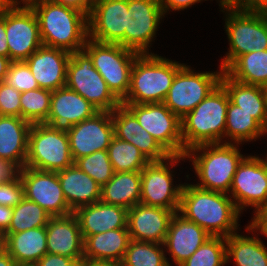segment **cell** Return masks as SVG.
Masks as SVG:
<instances>
[{
    "label": "cell",
    "mask_w": 267,
    "mask_h": 266,
    "mask_svg": "<svg viewBox=\"0 0 267 266\" xmlns=\"http://www.w3.org/2000/svg\"><path fill=\"white\" fill-rule=\"evenodd\" d=\"M228 195L184 183L178 213L211 236L227 238L236 233L241 214Z\"/></svg>",
    "instance_id": "cell-1"
},
{
    "label": "cell",
    "mask_w": 267,
    "mask_h": 266,
    "mask_svg": "<svg viewBox=\"0 0 267 266\" xmlns=\"http://www.w3.org/2000/svg\"><path fill=\"white\" fill-rule=\"evenodd\" d=\"M36 14L43 46L70 53L83 50L88 38V17L52 0L31 7Z\"/></svg>",
    "instance_id": "cell-2"
},
{
    "label": "cell",
    "mask_w": 267,
    "mask_h": 266,
    "mask_svg": "<svg viewBox=\"0 0 267 266\" xmlns=\"http://www.w3.org/2000/svg\"><path fill=\"white\" fill-rule=\"evenodd\" d=\"M184 65L152 52L139 54L131 70L128 94L121 104L163 103L176 73Z\"/></svg>",
    "instance_id": "cell-3"
},
{
    "label": "cell",
    "mask_w": 267,
    "mask_h": 266,
    "mask_svg": "<svg viewBox=\"0 0 267 266\" xmlns=\"http://www.w3.org/2000/svg\"><path fill=\"white\" fill-rule=\"evenodd\" d=\"M229 100L227 91L220 83L181 119L183 156L193 147L223 142Z\"/></svg>",
    "instance_id": "cell-4"
},
{
    "label": "cell",
    "mask_w": 267,
    "mask_h": 266,
    "mask_svg": "<svg viewBox=\"0 0 267 266\" xmlns=\"http://www.w3.org/2000/svg\"><path fill=\"white\" fill-rule=\"evenodd\" d=\"M238 145L240 144L212 143L186 151L185 158H190L193 162L196 176L200 180V183L194 185L204 190L229 193L237 166L245 157L240 153Z\"/></svg>",
    "instance_id": "cell-5"
},
{
    "label": "cell",
    "mask_w": 267,
    "mask_h": 266,
    "mask_svg": "<svg viewBox=\"0 0 267 266\" xmlns=\"http://www.w3.org/2000/svg\"><path fill=\"white\" fill-rule=\"evenodd\" d=\"M225 13V29L229 51L222 59L224 71L241 55L267 50V12L242 10L224 0L219 3Z\"/></svg>",
    "instance_id": "cell-6"
},
{
    "label": "cell",
    "mask_w": 267,
    "mask_h": 266,
    "mask_svg": "<svg viewBox=\"0 0 267 266\" xmlns=\"http://www.w3.org/2000/svg\"><path fill=\"white\" fill-rule=\"evenodd\" d=\"M74 164L65 128L45 123L32 124L28 134L25 167L57 172Z\"/></svg>",
    "instance_id": "cell-7"
},
{
    "label": "cell",
    "mask_w": 267,
    "mask_h": 266,
    "mask_svg": "<svg viewBox=\"0 0 267 266\" xmlns=\"http://www.w3.org/2000/svg\"><path fill=\"white\" fill-rule=\"evenodd\" d=\"M83 50L111 92L122 101L128 94L131 70L139 53L116 43H102L90 38H87Z\"/></svg>",
    "instance_id": "cell-8"
},
{
    "label": "cell",
    "mask_w": 267,
    "mask_h": 266,
    "mask_svg": "<svg viewBox=\"0 0 267 266\" xmlns=\"http://www.w3.org/2000/svg\"><path fill=\"white\" fill-rule=\"evenodd\" d=\"M65 86L80 94L98 111L112 112L121 105L84 50L71 53Z\"/></svg>",
    "instance_id": "cell-9"
},
{
    "label": "cell",
    "mask_w": 267,
    "mask_h": 266,
    "mask_svg": "<svg viewBox=\"0 0 267 266\" xmlns=\"http://www.w3.org/2000/svg\"><path fill=\"white\" fill-rule=\"evenodd\" d=\"M224 70L196 73L184 65L175 75L164 104L180 119L203 101L219 84Z\"/></svg>",
    "instance_id": "cell-10"
},
{
    "label": "cell",
    "mask_w": 267,
    "mask_h": 266,
    "mask_svg": "<svg viewBox=\"0 0 267 266\" xmlns=\"http://www.w3.org/2000/svg\"><path fill=\"white\" fill-rule=\"evenodd\" d=\"M122 105L171 156H183L181 119L164 103Z\"/></svg>",
    "instance_id": "cell-11"
},
{
    "label": "cell",
    "mask_w": 267,
    "mask_h": 266,
    "mask_svg": "<svg viewBox=\"0 0 267 266\" xmlns=\"http://www.w3.org/2000/svg\"><path fill=\"white\" fill-rule=\"evenodd\" d=\"M229 196L240 213L246 207L255 208L257 217L267 206V163L258 156H245L233 176Z\"/></svg>",
    "instance_id": "cell-12"
},
{
    "label": "cell",
    "mask_w": 267,
    "mask_h": 266,
    "mask_svg": "<svg viewBox=\"0 0 267 266\" xmlns=\"http://www.w3.org/2000/svg\"><path fill=\"white\" fill-rule=\"evenodd\" d=\"M185 156H170L161 162H150L141 171L140 203L169 210H179L184 184L174 186L173 169ZM170 166V167H169Z\"/></svg>",
    "instance_id": "cell-13"
},
{
    "label": "cell",
    "mask_w": 267,
    "mask_h": 266,
    "mask_svg": "<svg viewBox=\"0 0 267 266\" xmlns=\"http://www.w3.org/2000/svg\"><path fill=\"white\" fill-rule=\"evenodd\" d=\"M6 39L12 62L27 60L43 45L32 8L10 6L5 11Z\"/></svg>",
    "instance_id": "cell-14"
},
{
    "label": "cell",
    "mask_w": 267,
    "mask_h": 266,
    "mask_svg": "<svg viewBox=\"0 0 267 266\" xmlns=\"http://www.w3.org/2000/svg\"><path fill=\"white\" fill-rule=\"evenodd\" d=\"M164 15L159 0H128L124 47L139 54H149V44L155 40Z\"/></svg>",
    "instance_id": "cell-15"
},
{
    "label": "cell",
    "mask_w": 267,
    "mask_h": 266,
    "mask_svg": "<svg viewBox=\"0 0 267 266\" xmlns=\"http://www.w3.org/2000/svg\"><path fill=\"white\" fill-rule=\"evenodd\" d=\"M19 176L22 179L25 198L37 203L51 217L73 213L64 197L57 172L23 167Z\"/></svg>",
    "instance_id": "cell-16"
},
{
    "label": "cell",
    "mask_w": 267,
    "mask_h": 266,
    "mask_svg": "<svg viewBox=\"0 0 267 266\" xmlns=\"http://www.w3.org/2000/svg\"><path fill=\"white\" fill-rule=\"evenodd\" d=\"M73 161L99 150H107L114 136L112 112L98 111L91 118L66 128Z\"/></svg>",
    "instance_id": "cell-17"
},
{
    "label": "cell",
    "mask_w": 267,
    "mask_h": 266,
    "mask_svg": "<svg viewBox=\"0 0 267 266\" xmlns=\"http://www.w3.org/2000/svg\"><path fill=\"white\" fill-rule=\"evenodd\" d=\"M128 0H95L88 17V38L124 47Z\"/></svg>",
    "instance_id": "cell-18"
},
{
    "label": "cell",
    "mask_w": 267,
    "mask_h": 266,
    "mask_svg": "<svg viewBox=\"0 0 267 266\" xmlns=\"http://www.w3.org/2000/svg\"><path fill=\"white\" fill-rule=\"evenodd\" d=\"M178 210L147 206L141 203L128 209L127 229L131 239L163 244L172 216Z\"/></svg>",
    "instance_id": "cell-19"
},
{
    "label": "cell",
    "mask_w": 267,
    "mask_h": 266,
    "mask_svg": "<svg viewBox=\"0 0 267 266\" xmlns=\"http://www.w3.org/2000/svg\"><path fill=\"white\" fill-rule=\"evenodd\" d=\"M112 122L114 136L132 143L150 162H161L171 156L124 105L112 111Z\"/></svg>",
    "instance_id": "cell-20"
},
{
    "label": "cell",
    "mask_w": 267,
    "mask_h": 266,
    "mask_svg": "<svg viewBox=\"0 0 267 266\" xmlns=\"http://www.w3.org/2000/svg\"><path fill=\"white\" fill-rule=\"evenodd\" d=\"M70 58L71 53L66 50L42 45L24 62L39 88L53 91L65 86Z\"/></svg>",
    "instance_id": "cell-21"
},
{
    "label": "cell",
    "mask_w": 267,
    "mask_h": 266,
    "mask_svg": "<svg viewBox=\"0 0 267 266\" xmlns=\"http://www.w3.org/2000/svg\"><path fill=\"white\" fill-rule=\"evenodd\" d=\"M210 237L202 227L176 212L170 221L163 246L171 254L175 265L180 266Z\"/></svg>",
    "instance_id": "cell-22"
},
{
    "label": "cell",
    "mask_w": 267,
    "mask_h": 266,
    "mask_svg": "<svg viewBox=\"0 0 267 266\" xmlns=\"http://www.w3.org/2000/svg\"><path fill=\"white\" fill-rule=\"evenodd\" d=\"M46 233L47 253L67 256L78 262L84 258V240L74 213L50 217Z\"/></svg>",
    "instance_id": "cell-23"
},
{
    "label": "cell",
    "mask_w": 267,
    "mask_h": 266,
    "mask_svg": "<svg viewBox=\"0 0 267 266\" xmlns=\"http://www.w3.org/2000/svg\"><path fill=\"white\" fill-rule=\"evenodd\" d=\"M97 112L80 94L64 86L52 91L50 113L45 124L66 129L91 118Z\"/></svg>",
    "instance_id": "cell-24"
},
{
    "label": "cell",
    "mask_w": 267,
    "mask_h": 266,
    "mask_svg": "<svg viewBox=\"0 0 267 266\" xmlns=\"http://www.w3.org/2000/svg\"><path fill=\"white\" fill-rule=\"evenodd\" d=\"M79 222L83 240L108 230L127 228L128 209L101 201L77 208L73 212Z\"/></svg>",
    "instance_id": "cell-25"
},
{
    "label": "cell",
    "mask_w": 267,
    "mask_h": 266,
    "mask_svg": "<svg viewBox=\"0 0 267 266\" xmlns=\"http://www.w3.org/2000/svg\"><path fill=\"white\" fill-rule=\"evenodd\" d=\"M0 246L19 266H33L47 254L46 226L18 233L2 234Z\"/></svg>",
    "instance_id": "cell-26"
},
{
    "label": "cell",
    "mask_w": 267,
    "mask_h": 266,
    "mask_svg": "<svg viewBox=\"0 0 267 266\" xmlns=\"http://www.w3.org/2000/svg\"><path fill=\"white\" fill-rule=\"evenodd\" d=\"M31 123L17 116L0 115V158L25 167Z\"/></svg>",
    "instance_id": "cell-27"
},
{
    "label": "cell",
    "mask_w": 267,
    "mask_h": 266,
    "mask_svg": "<svg viewBox=\"0 0 267 266\" xmlns=\"http://www.w3.org/2000/svg\"><path fill=\"white\" fill-rule=\"evenodd\" d=\"M64 197L74 212L101 199V186L75 164L57 171Z\"/></svg>",
    "instance_id": "cell-28"
},
{
    "label": "cell",
    "mask_w": 267,
    "mask_h": 266,
    "mask_svg": "<svg viewBox=\"0 0 267 266\" xmlns=\"http://www.w3.org/2000/svg\"><path fill=\"white\" fill-rule=\"evenodd\" d=\"M220 83L227 91L230 101L250 113L267 130V89L238 82L225 72Z\"/></svg>",
    "instance_id": "cell-29"
},
{
    "label": "cell",
    "mask_w": 267,
    "mask_h": 266,
    "mask_svg": "<svg viewBox=\"0 0 267 266\" xmlns=\"http://www.w3.org/2000/svg\"><path fill=\"white\" fill-rule=\"evenodd\" d=\"M131 241L127 228L108 230L84 239V258L120 264Z\"/></svg>",
    "instance_id": "cell-30"
},
{
    "label": "cell",
    "mask_w": 267,
    "mask_h": 266,
    "mask_svg": "<svg viewBox=\"0 0 267 266\" xmlns=\"http://www.w3.org/2000/svg\"><path fill=\"white\" fill-rule=\"evenodd\" d=\"M141 172H114L113 177L101 187L100 201L126 209L140 203Z\"/></svg>",
    "instance_id": "cell-31"
},
{
    "label": "cell",
    "mask_w": 267,
    "mask_h": 266,
    "mask_svg": "<svg viewBox=\"0 0 267 266\" xmlns=\"http://www.w3.org/2000/svg\"><path fill=\"white\" fill-rule=\"evenodd\" d=\"M236 266H267V247L260 238L234 233L226 238V263Z\"/></svg>",
    "instance_id": "cell-32"
},
{
    "label": "cell",
    "mask_w": 267,
    "mask_h": 266,
    "mask_svg": "<svg viewBox=\"0 0 267 266\" xmlns=\"http://www.w3.org/2000/svg\"><path fill=\"white\" fill-rule=\"evenodd\" d=\"M267 130L250 114L233 104L229 100L226 114V125L224 138L225 143L242 144V142L256 141L262 135H266Z\"/></svg>",
    "instance_id": "cell-33"
},
{
    "label": "cell",
    "mask_w": 267,
    "mask_h": 266,
    "mask_svg": "<svg viewBox=\"0 0 267 266\" xmlns=\"http://www.w3.org/2000/svg\"><path fill=\"white\" fill-rule=\"evenodd\" d=\"M230 78L248 85L267 87V50L239 56L225 71Z\"/></svg>",
    "instance_id": "cell-34"
},
{
    "label": "cell",
    "mask_w": 267,
    "mask_h": 266,
    "mask_svg": "<svg viewBox=\"0 0 267 266\" xmlns=\"http://www.w3.org/2000/svg\"><path fill=\"white\" fill-rule=\"evenodd\" d=\"M114 172H141L150 161L132 143L115 136L107 148Z\"/></svg>",
    "instance_id": "cell-35"
},
{
    "label": "cell",
    "mask_w": 267,
    "mask_h": 266,
    "mask_svg": "<svg viewBox=\"0 0 267 266\" xmlns=\"http://www.w3.org/2000/svg\"><path fill=\"white\" fill-rule=\"evenodd\" d=\"M163 247V244L131 239L119 266H172Z\"/></svg>",
    "instance_id": "cell-36"
},
{
    "label": "cell",
    "mask_w": 267,
    "mask_h": 266,
    "mask_svg": "<svg viewBox=\"0 0 267 266\" xmlns=\"http://www.w3.org/2000/svg\"><path fill=\"white\" fill-rule=\"evenodd\" d=\"M50 217L37 203L24 198L13 208L10 226L3 234L45 227Z\"/></svg>",
    "instance_id": "cell-37"
},
{
    "label": "cell",
    "mask_w": 267,
    "mask_h": 266,
    "mask_svg": "<svg viewBox=\"0 0 267 266\" xmlns=\"http://www.w3.org/2000/svg\"><path fill=\"white\" fill-rule=\"evenodd\" d=\"M52 91L37 88L21 93V118L30 122L45 123L50 113Z\"/></svg>",
    "instance_id": "cell-38"
},
{
    "label": "cell",
    "mask_w": 267,
    "mask_h": 266,
    "mask_svg": "<svg viewBox=\"0 0 267 266\" xmlns=\"http://www.w3.org/2000/svg\"><path fill=\"white\" fill-rule=\"evenodd\" d=\"M226 264V238L211 236L180 266H224Z\"/></svg>",
    "instance_id": "cell-39"
},
{
    "label": "cell",
    "mask_w": 267,
    "mask_h": 266,
    "mask_svg": "<svg viewBox=\"0 0 267 266\" xmlns=\"http://www.w3.org/2000/svg\"><path fill=\"white\" fill-rule=\"evenodd\" d=\"M74 164L93 178L101 187L114 175L107 150H99L90 155L82 156L76 159Z\"/></svg>",
    "instance_id": "cell-40"
},
{
    "label": "cell",
    "mask_w": 267,
    "mask_h": 266,
    "mask_svg": "<svg viewBox=\"0 0 267 266\" xmlns=\"http://www.w3.org/2000/svg\"><path fill=\"white\" fill-rule=\"evenodd\" d=\"M5 82L21 93L39 88L36 79L24 61L10 63Z\"/></svg>",
    "instance_id": "cell-41"
},
{
    "label": "cell",
    "mask_w": 267,
    "mask_h": 266,
    "mask_svg": "<svg viewBox=\"0 0 267 266\" xmlns=\"http://www.w3.org/2000/svg\"><path fill=\"white\" fill-rule=\"evenodd\" d=\"M21 92L0 82V115L21 117Z\"/></svg>",
    "instance_id": "cell-42"
},
{
    "label": "cell",
    "mask_w": 267,
    "mask_h": 266,
    "mask_svg": "<svg viewBox=\"0 0 267 266\" xmlns=\"http://www.w3.org/2000/svg\"><path fill=\"white\" fill-rule=\"evenodd\" d=\"M24 198V188L20 176L12 181L0 183V205L14 208Z\"/></svg>",
    "instance_id": "cell-43"
},
{
    "label": "cell",
    "mask_w": 267,
    "mask_h": 266,
    "mask_svg": "<svg viewBox=\"0 0 267 266\" xmlns=\"http://www.w3.org/2000/svg\"><path fill=\"white\" fill-rule=\"evenodd\" d=\"M78 261L58 254H45L33 266H75Z\"/></svg>",
    "instance_id": "cell-44"
},
{
    "label": "cell",
    "mask_w": 267,
    "mask_h": 266,
    "mask_svg": "<svg viewBox=\"0 0 267 266\" xmlns=\"http://www.w3.org/2000/svg\"><path fill=\"white\" fill-rule=\"evenodd\" d=\"M229 5L250 11L267 12V0H224Z\"/></svg>",
    "instance_id": "cell-45"
},
{
    "label": "cell",
    "mask_w": 267,
    "mask_h": 266,
    "mask_svg": "<svg viewBox=\"0 0 267 266\" xmlns=\"http://www.w3.org/2000/svg\"><path fill=\"white\" fill-rule=\"evenodd\" d=\"M19 172L20 168L15 163L0 158V183L16 179Z\"/></svg>",
    "instance_id": "cell-46"
},
{
    "label": "cell",
    "mask_w": 267,
    "mask_h": 266,
    "mask_svg": "<svg viewBox=\"0 0 267 266\" xmlns=\"http://www.w3.org/2000/svg\"><path fill=\"white\" fill-rule=\"evenodd\" d=\"M200 1L203 0H159L164 14H166V12H168L171 9L174 11L184 10L188 7H191L195 3H199ZM219 1L222 2L223 0Z\"/></svg>",
    "instance_id": "cell-47"
},
{
    "label": "cell",
    "mask_w": 267,
    "mask_h": 266,
    "mask_svg": "<svg viewBox=\"0 0 267 266\" xmlns=\"http://www.w3.org/2000/svg\"><path fill=\"white\" fill-rule=\"evenodd\" d=\"M55 3L71 7L76 9L82 13H84L87 17H89L92 9L93 2L91 0H52Z\"/></svg>",
    "instance_id": "cell-48"
},
{
    "label": "cell",
    "mask_w": 267,
    "mask_h": 266,
    "mask_svg": "<svg viewBox=\"0 0 267 266\" xmlns=\"http://www.w3.org/2000/svg\"><path fill=\"white\" fill-rule=\"evenodd\" d=\"M13 208L0 205V236L9 228Z\"/></svg>",
    "instance_id": "cell-49"
},
{
    "label": "cell",
    "mask_w": 267,
    "mask_h": 266,
    "mask_svg": "<svg viewBox=\"0 0 267 266\" xmlns=\"http://www.w3.org/2000/svg\"><path fill=\"white\" fill-rule=\"evenodd\" d=\"M0 56L9 57V48L6 39L5 13L0 17Z\"/></svg>",
    "instance_id": "cell-50"
},
{
    "label": "cell",
    "mask_w": 267,
    "mask_h": 266,
    "mask_svg": "<svg viewBox=\"0 0 267 266\" xmlns=\"http://www.w3.org/2000/svg\"><path fill=\"white\" fill-rule=\"evenodd\" d=\"M245 229L249 232L259 231L261 235H265V237H267V218H254Z\"/></svg>",
    "instance_id": "cell-51"
},
{
    "label": "cell",
    "mask_w": 267,
    "mask_h": 266,
    "mask_svg": "<svg viewBox=\"0 0 267 266\" xmlns=\"http://www.w3.org/2000/svg\"><path fill=\"white\" fill-rule=\"evenodd\" d=\"M11 62L9 57L0 56V82L5 81Z\"/></svg>",
    "instance_id": "cell-52"
},
{
    "label": "cell",
    "mask_w": 267,
    "mask_h": 266,
    "mask_svg": "<svg viewBox=\"0 0 267 266\" xmlns=\"http://www.w3.org/2000/svg\"><path fill=\"white\" fill-rule=\"evenodd\" d=\"M0 266H19L15 260L0 246Z\"/></svg>",
    "instance_id": "cell-53"
},
{
    "label": "cell",
    "mask_w": 267,
    "mask_h": 266,
    "mask_svg": "<svg viewBox=\"0 0 267 266\" xmlns=\"http://www.w3.org/2000/svg\"><path fill=\"white\" fill-rule=\"evenodd\" d=\"M81 266H119V264L100 260H91L83 258L81 260Z\"/></svg>",
    "instance_id": "cell-54"
},
{
    "label": "cell",
    "mask_w": 267,
    "mask_h": 266,
    "mask_svg": "<svg viewBox=\"0 0 267 266\" xmlns=\"http://www.w3.org/2000/svg\"><path fill=\"white\" fill-rule=\"evenodd\" d=\"M9 1H10V6H13V7H21L20 3L22 2L23 3L22 7L31 8L35 4H38L40 2H44V1H47V0H21V1L9 0Z\"/></svg>",
    "instance_id": "cell-55"
},
{
    "label": "cell",
    "mask_w": 267,
    "mask_h": 266,
    "mask_svg": "<svg viewBox=\"0 0 267 266\" xmlns=\"http://www.w3.org/2000/svg\"><path fill=\"white\" fill-rule=\"evenodd\" d=\"M10 7L9 0H0V17L4 15L5 11Z\"/></svg>",
    "instance_id": "cell-56"
},
{
    "label": "cell",
    "mask_w": 267,
    "mask_h": 266,
    "mask_svg": "<svg viewBox=\"0 0 267 266\" xmlns=\"http://www.w3.org/2000/svg\"><path fill=\"white\" fill-rule=\"evenodd\" d=\"M255 218H267V206L261 211V213Z\"/></svg>",
    "instance_id": "cell-57"
},
{
    "label": "cell",
    "mask_w": 267,
    "mask_h": 266,
    "mask_svg": "<svg viewBox=\"0 0 267 266\" xmlns=\"http://www.w3.org/2000/svg\"><path fill=\"white\" fill-rule=\"evenodd\" d=\"M75 266H81V261L78 262Z\"/></svg>",
    "instance_id": "cell-58"
}]
</instances>
